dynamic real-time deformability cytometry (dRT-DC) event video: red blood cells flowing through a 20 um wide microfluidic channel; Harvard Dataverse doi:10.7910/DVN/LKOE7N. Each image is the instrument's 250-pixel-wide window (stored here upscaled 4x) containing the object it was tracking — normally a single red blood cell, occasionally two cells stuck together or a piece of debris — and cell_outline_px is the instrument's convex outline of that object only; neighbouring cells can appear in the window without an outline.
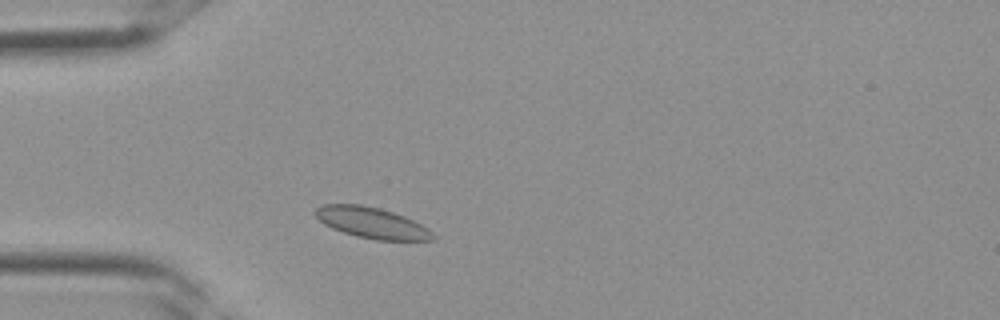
{"species": "Egyptian fruit bat (a non-hibernating species)", "species_latin": "Rousettus aegyptiacus", "temperature_condition": "room temperature", "stored_images_in_passage": 30, "camera_frame_rate_fps": 3000, "um_per_image_px": 0.085, "frame": {"image": 1, "passage_image": 4, "time_ms": 1.0, "image_size_px": [1000, 320], "cell_outline_px": [[436, 240], [376, 240], [356, 236], [332, 228], [324, 224], [312, 212], [316, 208], [324, 204], [360, 204], [380, 208], [404, 216], [428, 228], [436, 236]], "centroid_in_image_um": [31.6, 18.94], "position_along_channel_um": 53.4, "area_um2": 21.15}}
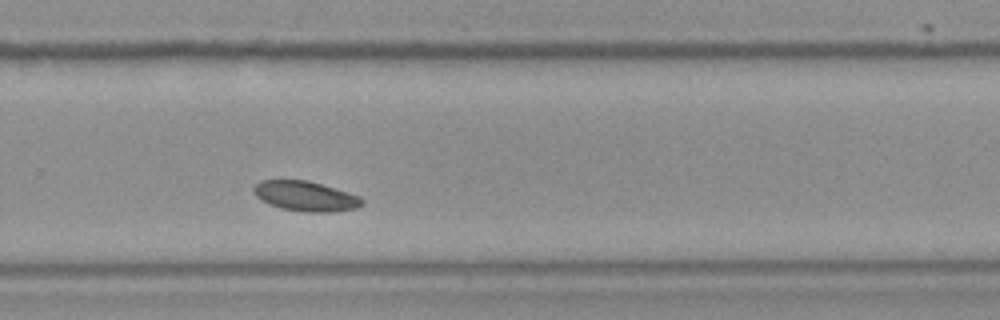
{"frame": {"image": 2, "passage_image": 18, "time_ms": 5.667, "image_size_px": [1000, 320], "cell_outline_px": [[364, 204], [356, 208], [332, 212], [304, 212], [280, 208], [260, 200], [256, 196], [252, 188], [260, 180], [308, 180], [348, 192], [360, 196], [364, 200]], "centroid_in_image_um": [25.97, 16.67], "position_along_channel_um": 303.8, "area_um2": 19.02}}
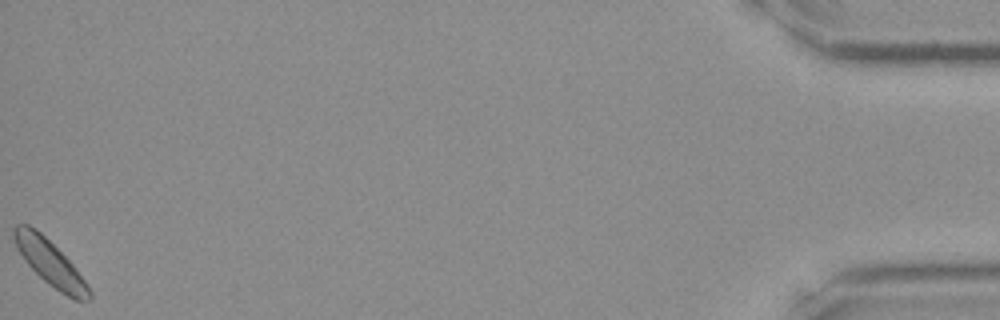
{"frame": {"image": 3, "passage_image": 30, "time_ms": 9.667, "image_size_px": [1000, 320], "cell_outline_px": [[92, 300], [76, 300], [60, 292], [48, 284], [24, 260], [16, 248], [12, 232], [12, 228], [16, 224], [28, 224], [36, 228], [76, 268], [92, 292]], "centroid_in_image_um": [4.23, 22.33], "position_along_channel_um": 431.0, "area_um2": 19.59}}